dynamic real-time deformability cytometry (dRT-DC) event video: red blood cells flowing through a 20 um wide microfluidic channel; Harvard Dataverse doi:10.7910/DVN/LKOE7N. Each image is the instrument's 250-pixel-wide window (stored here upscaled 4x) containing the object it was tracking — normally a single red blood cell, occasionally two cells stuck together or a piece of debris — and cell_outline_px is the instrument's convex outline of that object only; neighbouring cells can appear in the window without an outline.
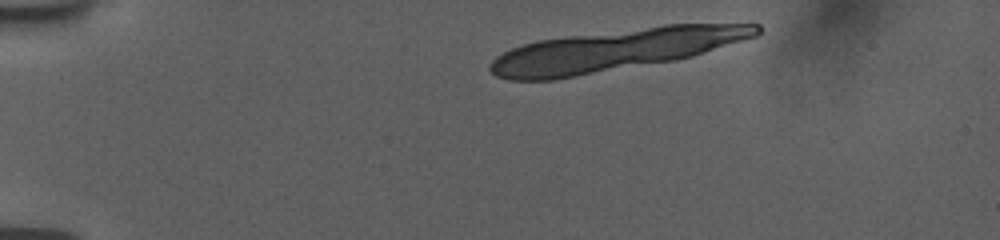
{"species": "human", "species_latin": "Homo sapiens", "temperature_condition": "room temperature", "stored_images_in_passage": 14, "camera_frame_rate_fps": 3000, "um_per_image_px": 0.085, "donor": {"sex": "female"}, "frame": {"image": 1, "passage_image": 1, "time_ms": 0.0, "image_size_px": [1000, 240], "cell_outline_px": [[760, 32], [756, 36], [692, 56], [676, 60], [552, 80], [508, 80], [496, 76], [488, 68], [488, 64], [496, 56], [512, 48], [524, 44], [540, 40], [664, 24], [760, 24]], "centroid_in_image_um": [52.25, 4.26], "position_along_channel_um": 32.8, "area_um2": 64.39}}
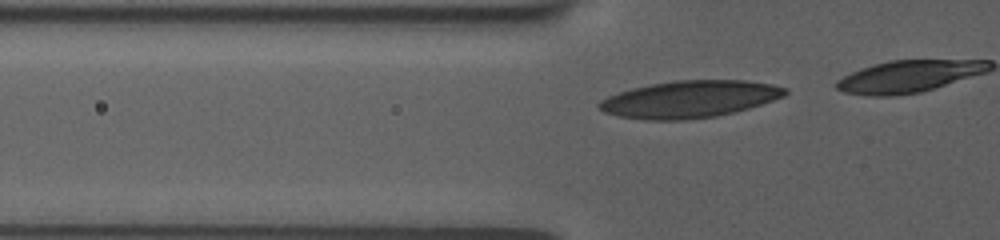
{"frame": {"image": 2, "passage_image": 8, "time_ms": 2.333, "image_size_px": [1000, 240], "cell_outline_px": [[788, 92], [784, 96], [748, 108], [716, 116], [684, 120], [644, 120], [620, 116], [604, 112], [596, 104], [600, 100], [608, 96], [632, 88], [652, 84], [676, 80], [744, 80], [772, 84], [788, 88]], "centroid_in_image_um": [58.61, 8.43], "position_along_channel_um": 67.2, "area_um2": 39.94}}
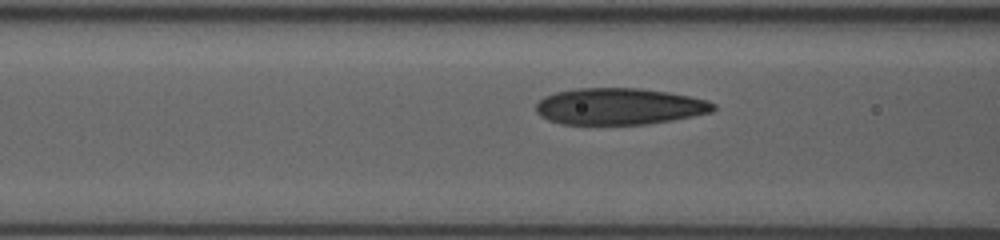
{"frame": {"image": 3, "passage_image": 12, "time_ms": 3.667, "image_size_px": [1000, 240], "cell_outline_px": [[716, 108], [712, 112], [672, 120], [644, 124], [560, 124], [548, 120], [540, 116], [536, 112], [536, 104], [544, 96], [556, 92], [576, 88], [640, 88], [668, 92], [708, 100], [716, 104]], "centroid_in_image_um": [52.63, 9.04], "position_along_channel_um": 114.0, "area_um2": 37.86}}